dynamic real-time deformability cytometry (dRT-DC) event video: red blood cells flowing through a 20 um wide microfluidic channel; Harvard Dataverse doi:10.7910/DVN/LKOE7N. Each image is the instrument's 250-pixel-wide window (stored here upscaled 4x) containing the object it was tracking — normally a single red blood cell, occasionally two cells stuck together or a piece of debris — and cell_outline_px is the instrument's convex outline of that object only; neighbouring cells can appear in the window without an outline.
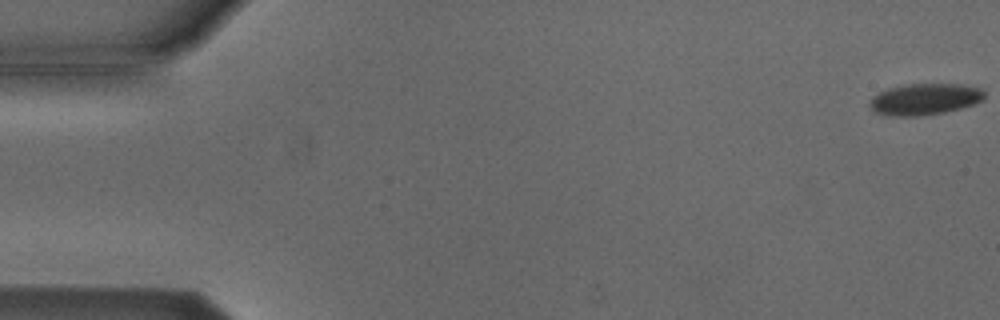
{"species": "Egyptian fruit bat (a non-hibernating species)", "species_latin": "Rousettus aegyptiacus", "temperature_condition": "cold", "stored_images_in_passage": 47, "camera_frame_rate_fps": 3000, "um_per_image_px": 0.085, "animal": {"sex": "male"}, "frame": {"image": 1, "passage_image": 1, "time_ms": 0.0, "image_size_px": [1000, 320], "cell_outline_px": [[984, 100], [960, 108], [944, 112], [916, 116], [892, 116], [876, 112], [868, 104], [872, 96], [888, 88], [904, 84], [960, 84], [984, 88]], "centroid_in_image_um": [78.61, 8.41], "position_along_channel_um": 6.4, "area_um2": 20.98}}
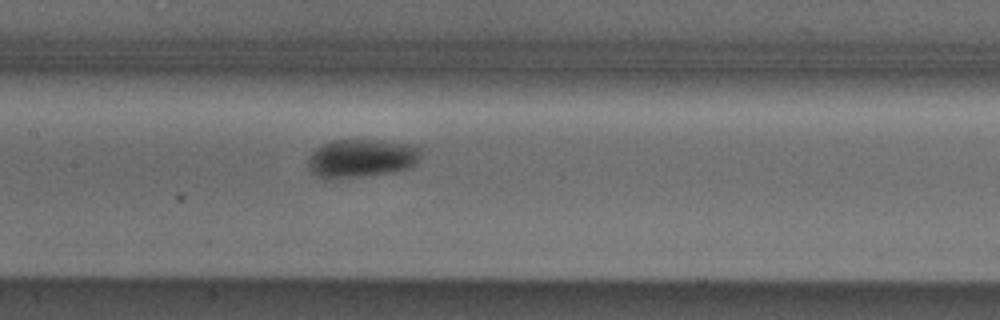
{"frame": {"image": 2, "passage_image": 26, "time_ms": 8.333, "image_size_px": [1000, 320], "cell_outline_px": [[420, 156], [416, 164], [408, 168], [388, 172], [364, 176], [328, 180], [324, 180], [316, 176], [308, 168], [308, 156], [316, 148], [332, 140], [380, 140], [416, 144], [420, 148]], "centroid_in_image_um": [30.7, 13.45], "position_along_channel_um": 176.7, "area_um2": 25.55}}
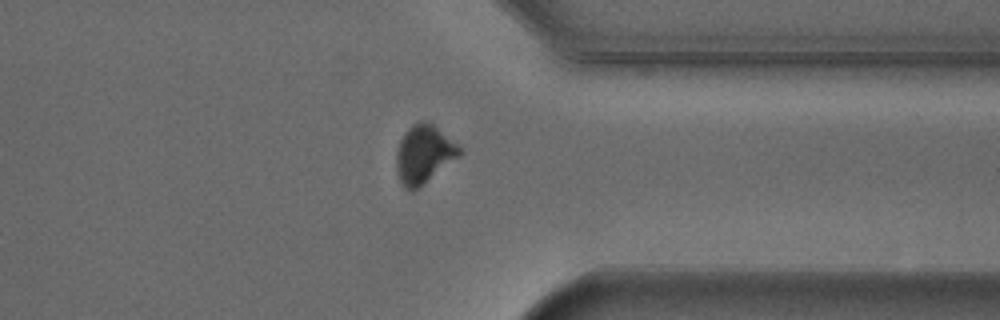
{"frame": {"image": 3, "passage_image": 42, "time_ms": 13.667, "image_size_px": [1000, 320], "cell_outline_px": [[460, 156], [412, 192], [408, 192], [404, 188], [400, 180], [396, 168], [396, 152], [400, 140], [404, 132], [412, 124], [420, 120], [428, 120], [456, 144], [460, 148]], "centroid_in_image_um": [35.99, 13.1], "position_along_channel_um": 375.4, "area_um2": 21.27}}